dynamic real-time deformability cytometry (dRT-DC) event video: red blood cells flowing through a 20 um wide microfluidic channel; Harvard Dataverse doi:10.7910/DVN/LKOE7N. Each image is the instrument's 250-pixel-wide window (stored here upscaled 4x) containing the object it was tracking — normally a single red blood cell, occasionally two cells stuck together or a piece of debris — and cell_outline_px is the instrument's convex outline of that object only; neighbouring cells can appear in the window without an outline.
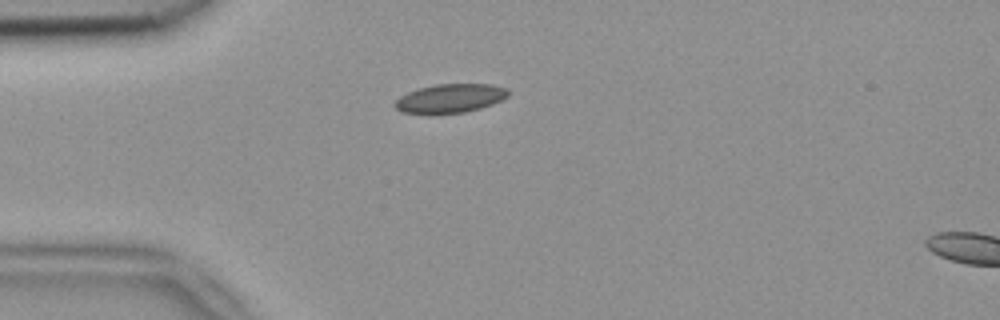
{"species": "common noctule bat (a hibernating species)", "species_latin": "Nyctalus noctula", "temperature_condition": "room temperature", "stored_images_in_passage": 5, "camera_frame_rate_fps": 3000, "um_per_image_px": 0.085, "animal": {"sex": "female", "body_mass_g": 18.4}, "frame": {"image": 1, "passage_image": 5, "time_ms": 1.333, "image_size_px": [1000, 320], "cell_outline_px": [[508, 96], [492, 104], [480, 108], [464, 112], [404, 112], [396, 108], [392, 104], [400, 96], [408, 92], [420, 88], [436, 84], [492, 84], [508, 88]], "centroid_in_image_um": [38.3, 8.33], "position_along_channel_um": 46.7, "area_um2": 18.55}}